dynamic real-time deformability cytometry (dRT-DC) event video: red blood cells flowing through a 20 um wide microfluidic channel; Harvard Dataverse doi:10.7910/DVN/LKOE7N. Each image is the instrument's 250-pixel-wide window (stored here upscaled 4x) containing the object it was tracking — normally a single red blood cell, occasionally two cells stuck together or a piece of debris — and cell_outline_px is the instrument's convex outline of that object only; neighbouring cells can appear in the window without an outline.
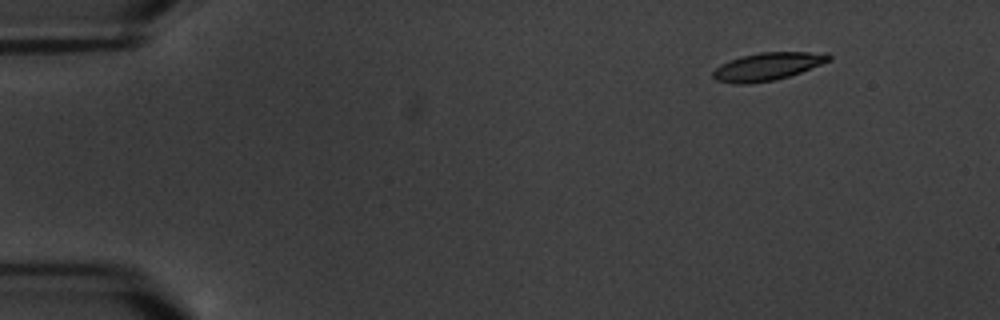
{"species": "common noctule bat (a hibernating species)", "species_latin": "Nyctalus noctula", "temperature_condition": "warm", "stored_images_in_passage": 5, "camera_frame_rate_fps": 3000, "um_per_image_px": 0.085, "animal": {"sex": "male", "body_mass_g": 20.1, "forearm_length_mm": 53.5}, "frame": {"image": 1, "passage_image": 1, "time_ms": 0.0, "image_size_px": [1000, 320], "cell_outline_px": [[832, 60], [800, 72], [776, 80], [748, 84], [736, 84], [716, 80], [712, 76], [712, 72], [720, 64], [744, 56], [760, 52], [828, 52], [832, 56]], "centroid_in_image_um": [65.27, 5.65], "position_along_channel_um": 19.7, "area_um2": 18.73}}
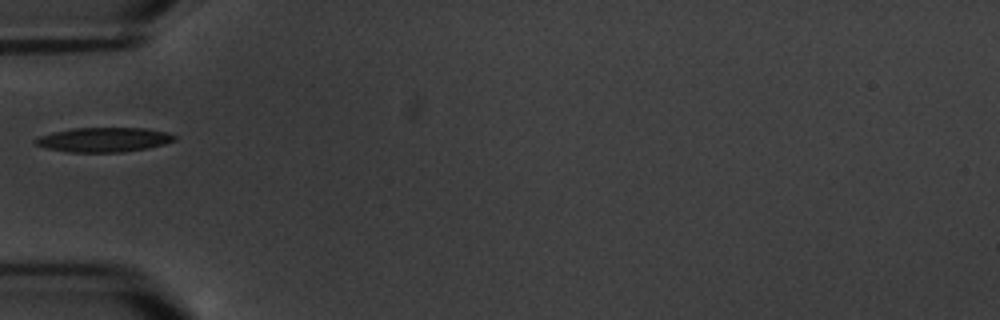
{"frame": {"image": 2, "passage_image": 5, "time_ms": 4.667, "image_size_px": [1000, 320], "cell_outline_px": [[176, 140], [164, 144], [148, 148], [124, 152], [68, 152], [48, 148], [36, 144], [32, 140], [36, 136], [52, 132], [72, 128], [144, 128], [168, 132], [176, 136]], "centroid_in_image_um": [8.81, 11.87], "position_along_channel_um": 76.2, "area_um2": 20.0}}